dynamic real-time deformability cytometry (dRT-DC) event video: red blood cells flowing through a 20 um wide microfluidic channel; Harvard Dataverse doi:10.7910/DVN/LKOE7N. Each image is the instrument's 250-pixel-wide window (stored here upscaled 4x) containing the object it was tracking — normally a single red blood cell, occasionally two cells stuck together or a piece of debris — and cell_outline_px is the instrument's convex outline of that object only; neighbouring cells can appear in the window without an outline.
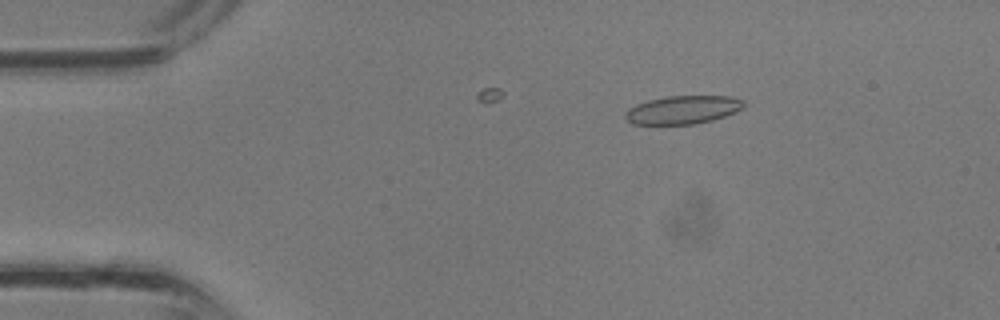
{"species": "common noctule bat (a hibernating species)", "species_latin": "Nyctalus noctula", "temperature_condition": "room temperature", "stored_images_in_passage": 6, "camera_frame_rate_fps": 3000, "um_per_image_px": 0.085, "animal": {"sex": "male", "body_mass_g": 13.3}, "frame": {"image": 1, "passage_image": 1, "time_ms": 0.0, "image_size_px": [1000, 320], "cell_outline_px": [[744, 104], [736, 112], [712, 120], [692, 124], [632, 124], [628, 120], [628, 112], [632, 108], [640, 104], [652, 100], [668, 96], [724, 96], [740, 100]], "centroid_in_image_um": [58.08, 9.34], "position_along_channel_um": 26.9, "area_um2": 18.67}}